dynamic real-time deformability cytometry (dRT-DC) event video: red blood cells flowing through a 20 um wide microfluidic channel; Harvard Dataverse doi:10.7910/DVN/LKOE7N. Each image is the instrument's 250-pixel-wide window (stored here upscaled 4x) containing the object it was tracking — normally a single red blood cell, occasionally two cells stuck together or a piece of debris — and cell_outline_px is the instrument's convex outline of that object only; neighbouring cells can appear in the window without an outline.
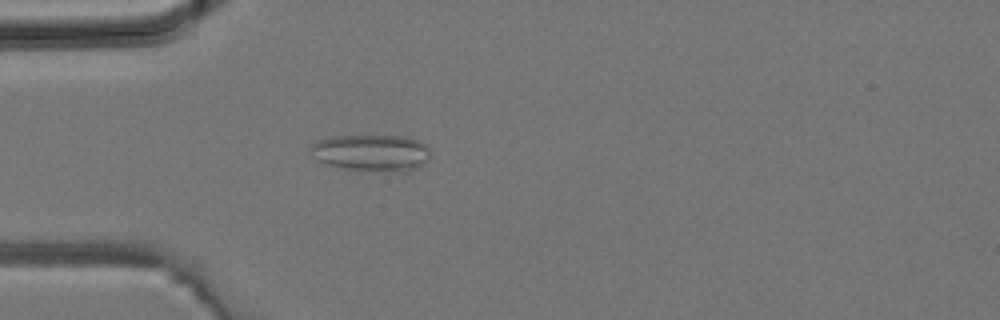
{"species": "common noctule bat (a hibernating species)", "species_latin": "Nyctalus noctula", "temperature_condition": "room temperature", "stored_images_in_passage": 2, "camera_frame_rate_fps": 3000, "um_per_image_px": 0.085, "animal": {"sex": "male", "body_mass_g": 19.2, "forearm_length_mm": 51.8}, "frame": {"image": 1, "passage_image": 2, "time_ms": 0.333, "image_size_px": [1000, 320], "cell_outline_px": [[432, 152], [428, 160], [424, 164], [408, 172], [396, 172], [344, 168], [328, 164], [316, 160], [312, 148], [312, 144], [320, 140], [332, 136], [400, 136], [420, 140]], "centroid_in_image_um": [31.66, 12.99], "position_along_channel_um": 53.3, "area_um2": 25.49}}